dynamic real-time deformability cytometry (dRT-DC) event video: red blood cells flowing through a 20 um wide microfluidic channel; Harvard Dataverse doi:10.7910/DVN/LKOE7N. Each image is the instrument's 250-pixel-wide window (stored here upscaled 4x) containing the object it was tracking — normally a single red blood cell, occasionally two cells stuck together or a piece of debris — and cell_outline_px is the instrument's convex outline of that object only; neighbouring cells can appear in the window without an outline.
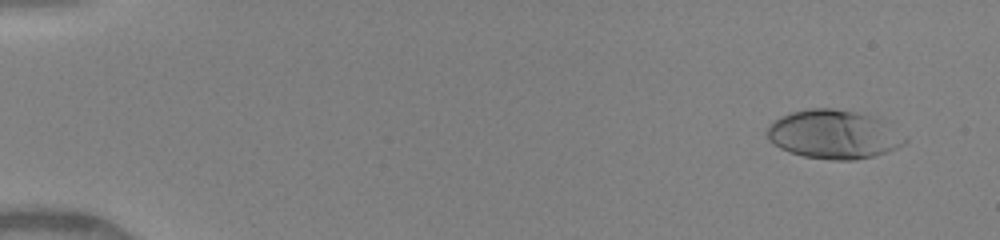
{"species": "human", "species_latin": "Homo sapiens", "temperature_condition": "warm", "stored_images_in_passage": 26, "camera_frame_rate_fps": 3000, "um_per_image_px": 0.085, "donor": {"sex": "female"}, "frame": {"image": 1, "passage_image": 2, "time_ms": 0.333, "image_size_px": [1000, 240], "cell_outline_px": [[908, 140], [904, 144], [888, 152], [856, 160], [832, 160], [804, 156], [780, 148], [768, 140], [768, 124], [780, 116], [792, 112], [808, 108], [832, 108], [852, 112], [868, 116], [908, 136]], "centroid_in_image_um": [70.83, 11.44], "position_along_channel_um": 14.2, "area_um2": 38.61}}
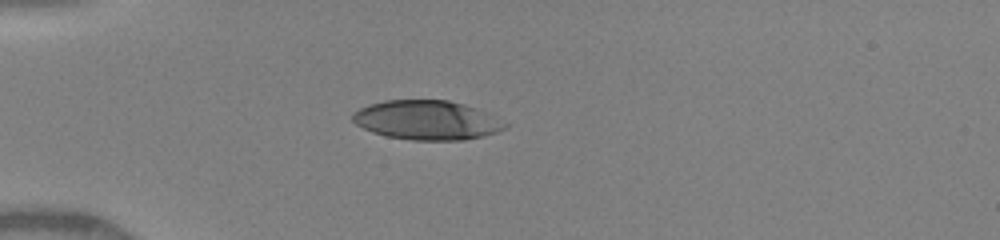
{"frame": {"image": 2, "passage_image": 11, "time_ms": 4.0, "image_size_px": [1000, 240], "cell_outline_px": [[508, 128], [484, 136], [464, 140], [412, 140], [384, 136], [372, 132], [356, 124], [352, 120], [352, 112], [368, 104], [384, 100], [448, 100], [464, 104], [476, 108], [508, 124]], "centroid_in_image_um": [36.26, 10.21], "position_along_channel_um": 48.7, "area_um2": 34.97}}
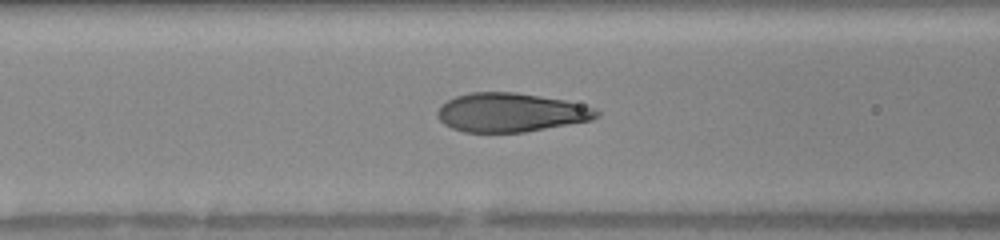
{"frame": {"image": 3, "passage_image": 17, "time_ms": 6.333, "image_size_px": [1000, 240], "cell_outline_px": [[600, 116], [592, 120], [524, 132], [464, 132], [452, 128], [444, 124], [436, 116], [436, 112], [448, 100], [456, 96], [472, 92], [516, 92], [564, 100], [596, 108], [600, 112]], "centroid_in_image_um": [43.43, 9.56], "position_along_channel_um": 123.2, "area_um2": 35.95}}